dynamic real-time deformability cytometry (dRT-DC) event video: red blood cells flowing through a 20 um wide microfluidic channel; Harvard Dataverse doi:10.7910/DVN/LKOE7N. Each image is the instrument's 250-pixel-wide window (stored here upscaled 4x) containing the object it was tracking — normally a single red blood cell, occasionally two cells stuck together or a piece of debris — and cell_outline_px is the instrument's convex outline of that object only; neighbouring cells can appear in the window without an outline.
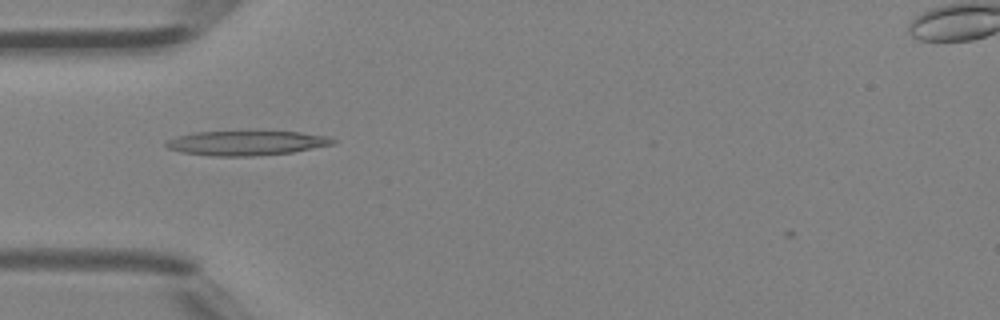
{"species": "Egyptian fruit bat (a non-hibernating species)", "species_latin": "Rousettus aegyptiacus", "temperature_condition": "room temperature", "stored_images_in_passage": 5, "camera_frame_rate_fps": 3000, "um_per_image_px": 0.085, "animal": {"sex": "female"}, "frame": {"image": 1, "passage_image": 4, "time_ms": 1.0, "image_size_px": [1000, 320], "cell_outline_px": [[336, 144], [292, 152], [252, 156], [208, 156], [180, 152], [168, 148], [164, 144], [168, 140], [176, 136], [196, 132], [300, 132], [328, 136], [336, 140]], "centroid_in_image_um": [20.95, 12.16], "position_along_channel_um": 64.1, "area_um2": 23.81}}
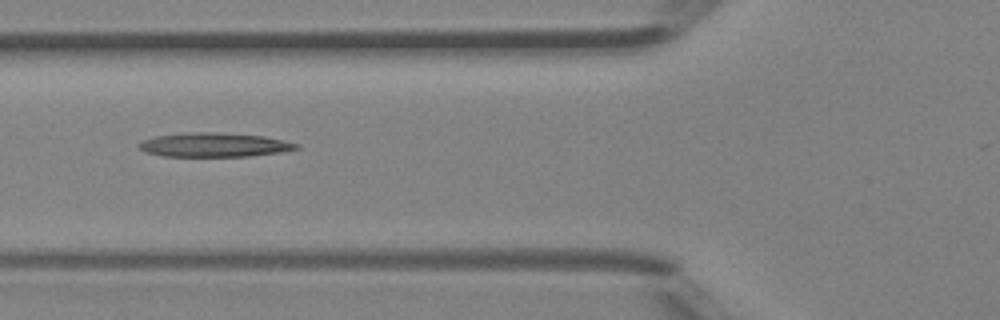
{"frame": {"image": 2, "passage_image": 5, "time_ms": 1.333, "image_size_px": [1000, 320], "cell_outline_px": [[300, 148], [280, 152], [252, 156], [164, 156], [144, 152], [136, 144], [140, 140], [156, 136], [188, 132], [216, 132], [264, 136], [284, 140], [300, 144]], "centroid_in_image_um": [18.19, 12.31], "position_along_channel_um": 107.6, "area_um2": 22.25}}